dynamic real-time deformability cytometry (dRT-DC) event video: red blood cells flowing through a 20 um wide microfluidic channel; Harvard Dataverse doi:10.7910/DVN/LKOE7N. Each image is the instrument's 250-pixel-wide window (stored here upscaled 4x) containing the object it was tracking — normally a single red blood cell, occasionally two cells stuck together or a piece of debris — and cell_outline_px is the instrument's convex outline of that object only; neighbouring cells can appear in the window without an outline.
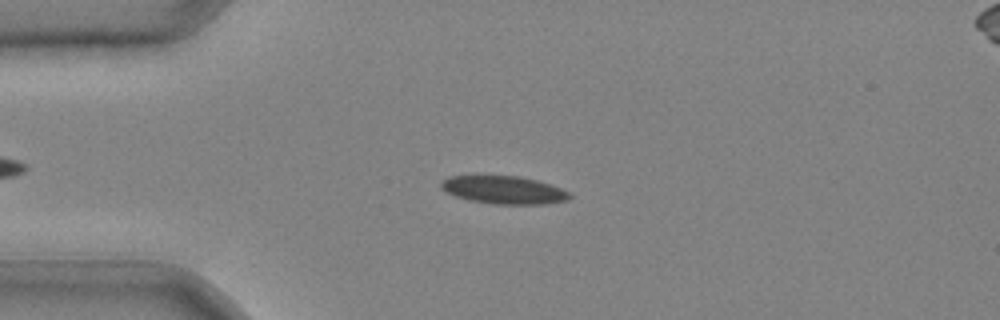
{"species": "common noctule bat (a hibernating species)", "species_latin": "Nyctalus noctula", "temperature_condition": "cold", "stored_images_in_passage": 41, "camera_frame_rate_fps": 3000, "um_per_image_px": 0.085, "animal": {"sex": "male", "body_mass_g": 20.4}, "frame": {"image": 1, "passage_image": 10, "time_ms": 3.0, "image_size_px": [1000, 320], "cell_outline_px": [[572, 196], [568, 200], [544, 204], [492, 204], [468, 200], [456, 196], [440, 188], [440, 180], [448, 176], [476, 172], [520, 176], [536, 180], [560, 188], [568, 192]], "centroid_in_image_um": [42.7, 16.08], "position_along_channel_um": 42.3, "area_um2": 21.91}}
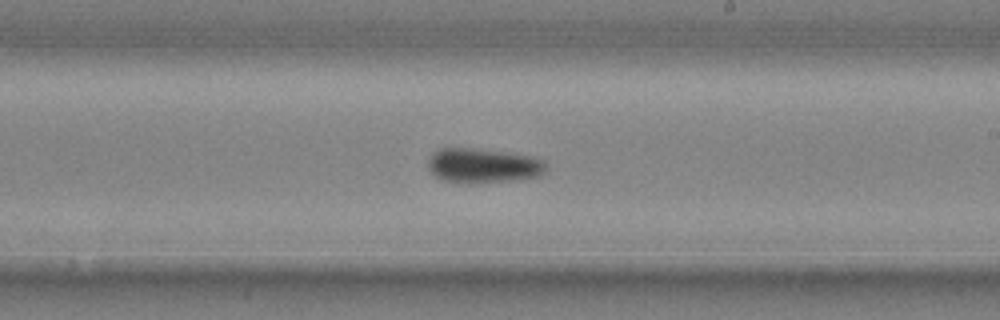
{"frame": {"image": 2, "passage_image": 25, "time_ms": 8.0, "image_size_px": [1000, 320], "cell_outline_px": [[544, 172], [536, 176], [512, 180], [472, 184], [468, 184], [444, 180], [436, 176], [428, 168], [428, 160], [432, 152], [440, 148], [472, 148], [504, 152], [532, 156], [544, 160]], "centroid_in_image_um": [41.01, 14.08], "position_along_channel_um": 248.0, "area_um2": 23.7}}
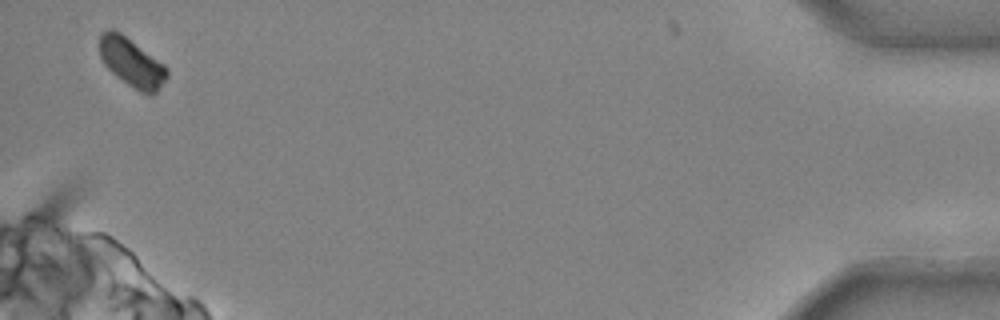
{"frame": {"image": 3, "passage_image": 41, "time_ms": 13.333, "image_size_px": [1000, 320], "cell_outline_px": [[168, 76], [156, 92], [152, 96], [148, 96], [140, 92], [116, 76], [104, 64], [100, 56], [100, 36], [104, 32], [120, 32], [164, 64], [168, 68]], "centroid_in_image_um": [11.24, 5.37], "position_along_channel_um": 424.0, "area_um2": 18.73}}